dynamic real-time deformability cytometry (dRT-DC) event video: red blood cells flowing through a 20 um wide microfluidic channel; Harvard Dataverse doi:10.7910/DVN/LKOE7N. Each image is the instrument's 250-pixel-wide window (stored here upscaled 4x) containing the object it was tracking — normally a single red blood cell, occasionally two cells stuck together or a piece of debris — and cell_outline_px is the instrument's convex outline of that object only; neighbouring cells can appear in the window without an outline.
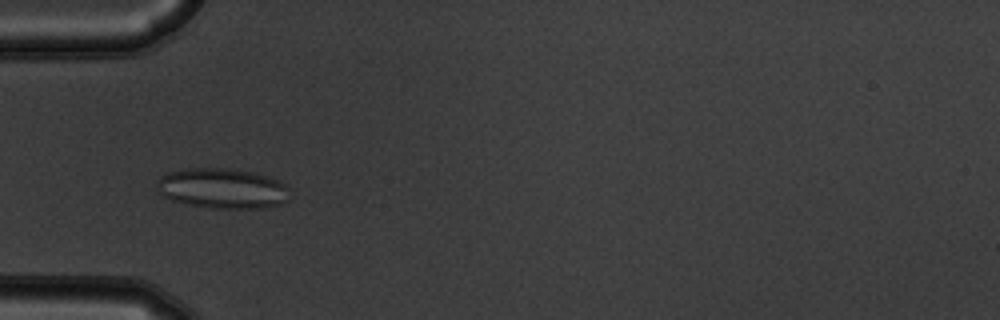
{"species": "common noctule bat (a hibernating species)", "species_latin": "Nyctalus noctula", "temperature_condition": "warm", "stored_images_in_passage": 55, "camera_frame_rate_fps": 3000, "um_per_image_px": 0.085, "animal": {"sex": "male", "body_mass_g": 19.5, "forearm_length_mm": 54.6}, "frame": {"image": 1, "passage_image": 18, "time_ms": 5.667, "image_size_px": [1000, 320], "cell_outline_px": [[288, 200], [280, 204], [264, 208], [212, 208], [188, 204], [172, 200], [160, 196], [156, 192], [156, 180], [160, 176], [168, 172], [192, 168], [228, 168], [248, 172], [280, 180], [288, 188]], "centroid_in_image_um": [18.84, 16.02], "position_along_channel_um": 66.2, "area_um2": 31.21}}
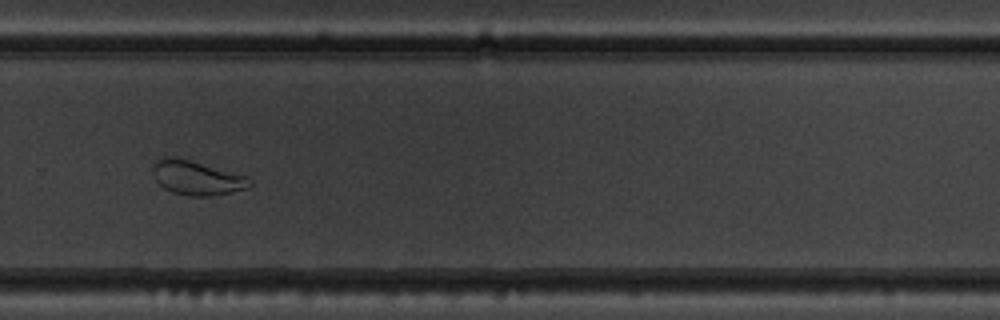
{"frame": {"image": 2, "passage_image": 38, "time_ms": 12.333, "image_size_px": [1000, 320], "cell_outline_px": [[252, 184], [248, 188], [212, 196], [188, 196], [172, 192], [164, 188], [156, 180], [152, 172], [152, 168], [156, 160], [160, 156], [176, 156], [248, 176]], "centroid_in_image_um": [16.7, 15.1], "position_along_channel_um": 313.1, "area_um2": 19.54}}
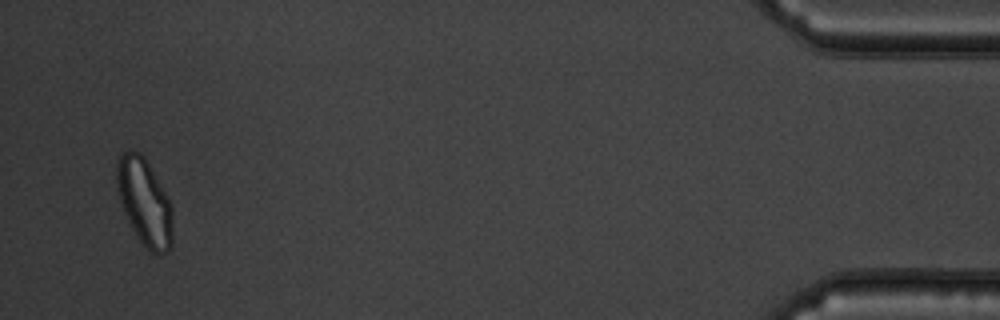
{"frame": {"image": 3, "passage_image": 53, "time_ms": 17.333, "image_size_px": [1000, 320], "cell_outline_px": [[172, 244], [168, 252], [160, 256], [148, 252], [136, 236], [128, 220], [120, 200], [116, 180], [116, 160], [120, 152], [140, 152], [144, 156], [168, 196], [172, 204]], "centroid_in_image_um": [12.3, 17.21], "position_along_channel_um": 422.9, "area_um2": 28.61}, "authors_computed_cell_mechanics": {"area_um2": 27.166, "velocity_mm_per_s": 3.728, "shape_relaxation_time_tau1_ms": null, "shape_relaxation_time_tau2_ms": 1.1456, "deformation_change_tau1": null, "deformation_change_tau2": 0.077}}